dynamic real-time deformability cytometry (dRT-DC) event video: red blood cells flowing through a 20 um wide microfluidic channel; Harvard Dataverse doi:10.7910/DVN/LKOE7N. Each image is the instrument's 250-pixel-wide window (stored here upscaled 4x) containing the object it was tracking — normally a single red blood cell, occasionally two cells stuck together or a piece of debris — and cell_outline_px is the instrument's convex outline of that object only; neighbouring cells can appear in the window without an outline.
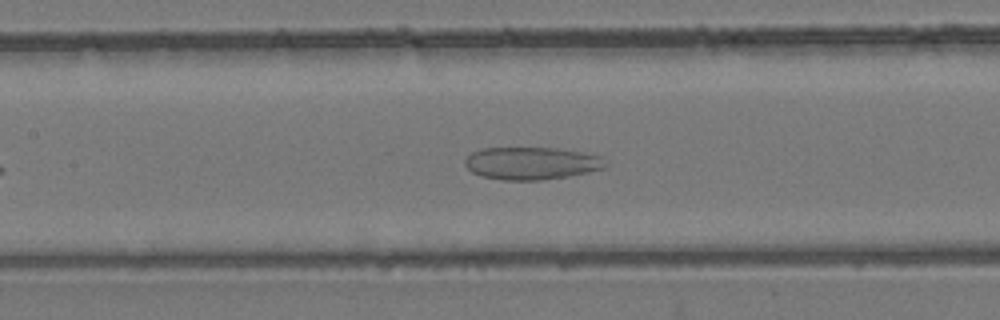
{"species": "common noctule bat (a hibernating species)", "species_latin": "Nyctalus noctula", "temperature_condition": "room temperature", "stored_images_in_passage": 46, "camera_frame_rate_fps": 3000, "um_per_image_px": 0.085, "animal": {"sex": "female", "body_mass_g": 24.6, "forearm_length_mm": 56.2}, "frame": {"image": 1, "passage_image": 15, "time_ms": 4.667, "image_size_px": [1000, 320], "cell_outline_px": [[608, 164], [604, 168], [588, 172], [568, 176], [540, 180], [504, 180], [480, 176], [472, 172], [464, 164], [464, 160], [472, 152], [480, 148], [556, 148], [580, 152], [600, 156]], "centroid_in_image_um": [45.15, 13.88], "position_along_channel_um": 162.3, "area_um2": 26.59}}
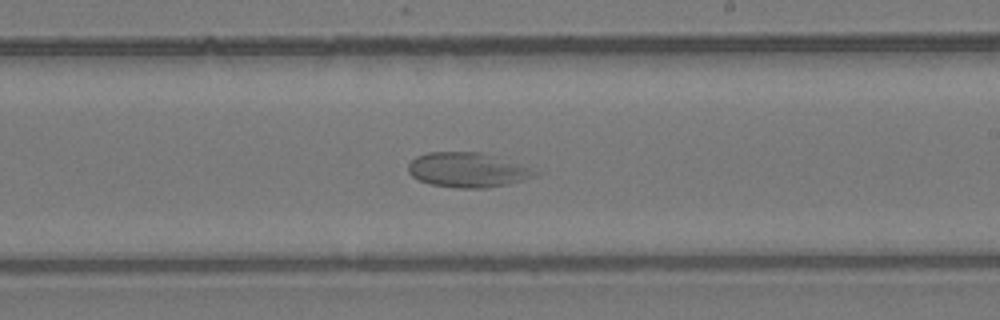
{"frame": {"image": 2, "passage_image": 22, "time_ms": 7.0, "image_size_px": [1000, 320], "cell_outline_px": [[544, 172], [536, 176], [524, 180], [508, 184], [488, 188], [456, 188], [428, 184], [412, 176], [408, 172], [408, 164], [416, 156], [428, 152], [480, 152]], "centroid_in_image_um": [39.75, 14.46], "position_along_channel_um": 249.3, "area_um2": 25.72}}
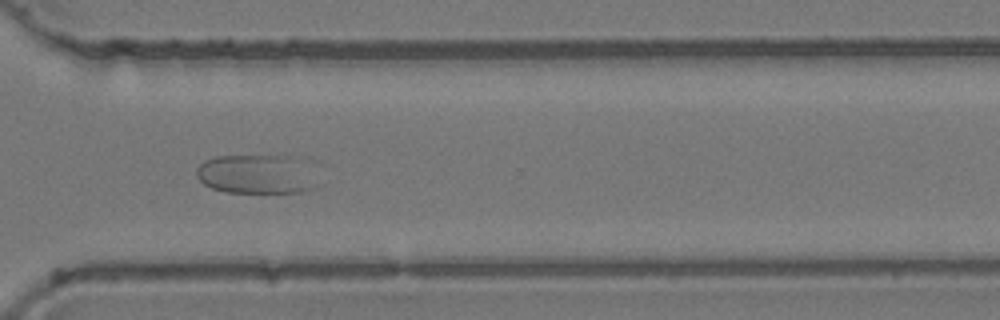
{"frame": {"image": 3, "passage_image": 30, "time_ms": 9.667, "image_size_px": [1000, 320], "cell_outline_px": [[324, 184], [316, 188], [304, 192], [228, 192], [212, 188], [204, 184], [196, 176], [196, 168], [204, 160], [216, 156], [288, 156]], "centroid_in_image_um": [21.75, 14.84], "position_along_channel_um": 348.9, "area_um2": 27.22}}